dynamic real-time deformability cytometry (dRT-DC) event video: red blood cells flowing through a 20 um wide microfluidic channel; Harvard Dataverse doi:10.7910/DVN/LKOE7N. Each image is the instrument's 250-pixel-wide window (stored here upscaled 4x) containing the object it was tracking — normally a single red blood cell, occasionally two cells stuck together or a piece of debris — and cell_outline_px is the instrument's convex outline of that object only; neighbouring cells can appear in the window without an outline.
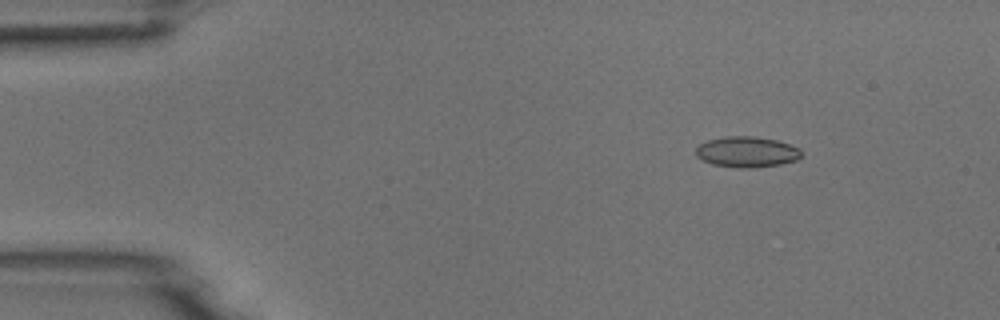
{"species": "common noctule bat (a hibernating species)", "species_latin": "Nyctalus noctula", "temperature_condition": "room temperature", "stored_images_in_passage": 5, "camera_frame_rate_fps": 3000, "um_per_image_px": 0.085, "animal": {"sex": "male", "body_mass_g": 18.8}, "frame": {"image": 1, "passage_image": 2, "time_ms": 0.333, "image_size_px": [1000, 320], "cell_outline_px": [[800, 156], [796, 160], [780, 164], [748, 168], [740, 168], [712, 164], [700, 160], [696, 156], [696, 148], [700, 144], [708, 140], [724, 136], [752, 136], [776, 140], [800, 148]], "centroid_in_image_um": [63.43, 12.91], "position_along_channel_um": 21.6, "area_um2": 18.79}}
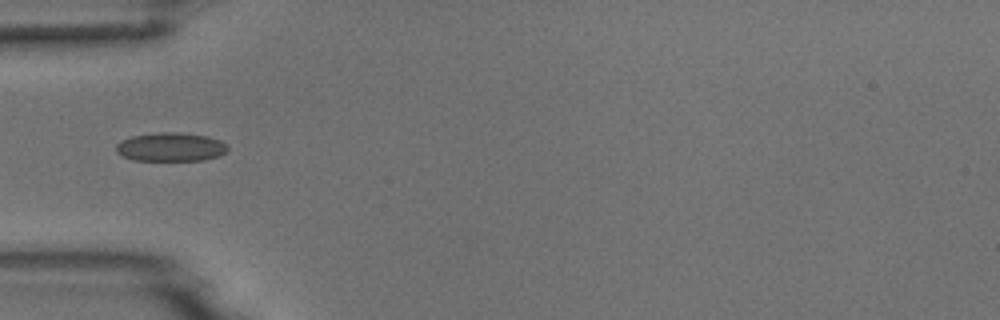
{"frame": {"image": 2, "passage_image": 5, "time_ms": 1.333, "image_size_px": [1000, 320], "cell_outline_px": [[228, 152], [220, 156], [204, 160], [132, 160], [116, 152], [116, 144], [120, 140], [132, 136], [160, 132], [180, 132], [208, 136], [220, 140], [228, 144]], "centroid_in_image_um": [14.55, 12.49], "position_along_channel_um": 70.4, "area_um2": 18.9}}